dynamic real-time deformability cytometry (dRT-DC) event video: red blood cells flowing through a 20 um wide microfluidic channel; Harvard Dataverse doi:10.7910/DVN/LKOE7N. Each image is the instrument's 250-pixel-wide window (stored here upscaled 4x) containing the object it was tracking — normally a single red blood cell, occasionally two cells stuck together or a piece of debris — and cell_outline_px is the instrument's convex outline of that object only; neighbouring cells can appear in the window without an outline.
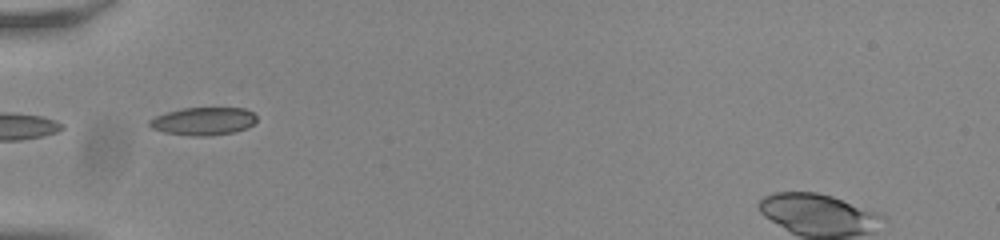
{"species": "common noctule bat (a hibernating species)", "species_latin": "Nyctalus noctula", "temperature_condition": "room temperature", "stored_images_in_passage": 18, "camera_frame_rate_fps": 3000, "um_per_image_px": 0.085, "animal": {"sex": "male", "body_mass_g": 20.0, "forearm_length_mm": 53.3}, "frame": {"image": 1, "passage_image": 1, "time_ms": 0.0, "image_size_px": [1000, 240], "cell_outline_px": [[256, 120], [248, 128], [236, 132], [212, 136], [192, 136], [164, 132], [152, 128], [148, 124], [148, 120], [156, 116], [168, 112], [184, 108], [244, 108], [252, 112], [256, 116]], "centroid_in_image_um": [17.3, 10.31], "position_along_channel_um": 67.7, "area_um2": 17.46}}